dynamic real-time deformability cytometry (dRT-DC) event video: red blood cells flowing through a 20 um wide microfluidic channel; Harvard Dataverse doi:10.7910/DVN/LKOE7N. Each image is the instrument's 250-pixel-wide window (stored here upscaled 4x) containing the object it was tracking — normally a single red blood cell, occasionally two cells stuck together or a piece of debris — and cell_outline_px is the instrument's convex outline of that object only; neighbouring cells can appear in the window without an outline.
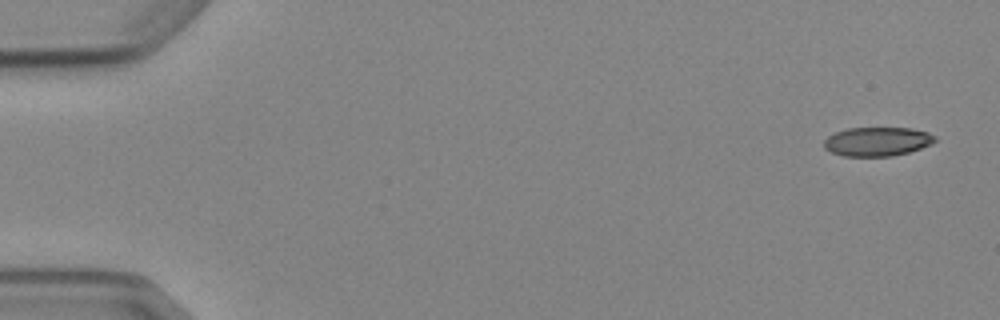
{"species": "Egyptian fruit bat (a non-hibernating species)", "species_latin": "Rousettus aegyptiacus", "temperature_condition": "cold", "stored_images_in_passage": 4, "camera_frame_rate_fps": 3000, "um_per_image_px": 0.085, "animal": {"sex": "female"}, "frame": {"image": 1, "passage_image": 1, "time_ms": 0.0, "image_size_px": [1000, 320], "cell_outline_px": [[936, 140], [932, 144], [908, 152], [892, 156], [844, 156], [832, 152], [824, 148], [824, 140], [828, 136], [836, 132], [848, 128], [912, 128], [928, 132], [936, 136]], "centroid_in_image_um": [74.58, 12.03], "position_along_channel_um": 10.4, "area_um2": 18.73}}